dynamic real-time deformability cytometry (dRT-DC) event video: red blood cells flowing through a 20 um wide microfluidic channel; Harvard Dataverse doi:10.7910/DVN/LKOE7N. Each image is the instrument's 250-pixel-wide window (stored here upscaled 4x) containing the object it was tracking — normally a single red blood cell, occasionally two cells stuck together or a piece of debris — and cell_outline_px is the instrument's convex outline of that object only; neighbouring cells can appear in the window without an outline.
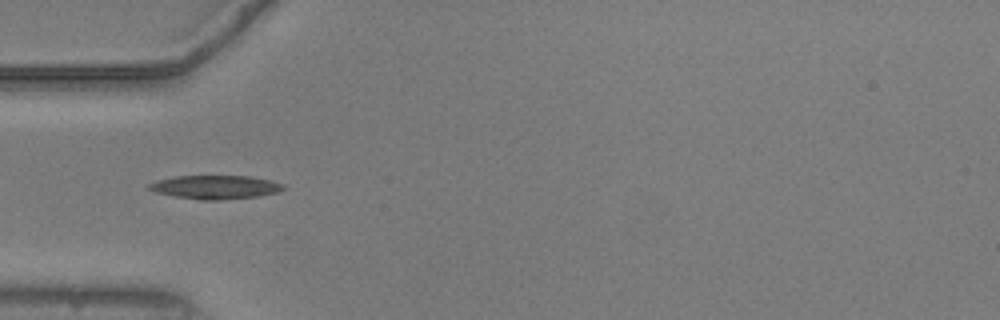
{"species": "common noctule bat (a hibernating species)", "species_latin": "Nyctalus noctula", "temperature_condition": "warm", "stored_images_in_passage": 19, "camera_frame_rate_fps": 3000, "um_per_image_px": 0.085, "animal": {"sex": "male", "body_mass_g": 20.5, "forearm_length_mm": 52.5}, "frame": {"image": 1, "passage_image": 1, "time_ms": 0.0, "image_size_px": [1000, 320], "cell_outline_px": [[288, 188], [280, 192], [260, 196], [216, 200], [200, 200], [176, 196], [156, 192], [148, 188], [148, 184], [156, 180], [172, 176], [248, 176], [268, 180], [284, 184]], "centroid_in_image_um": [18.34, 15.9], "position_along_channel_um": 66.7, "area_um2": 18.55}}
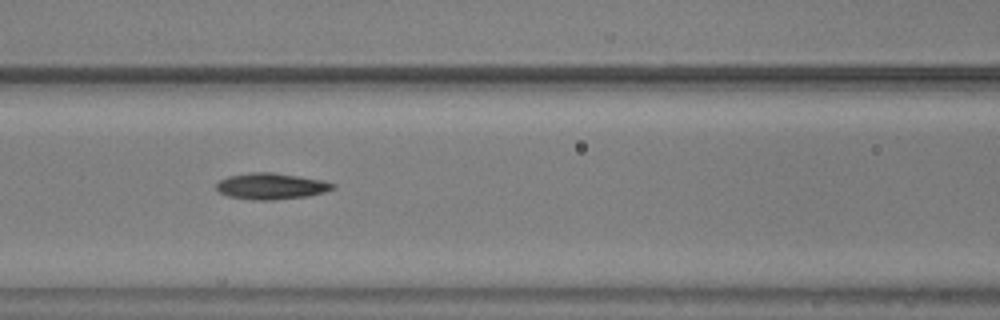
{"frame": {"image": 2, "passage_image": 7, "time_ms": 2.0, "image_size_px": [1000, 320], "cell_outline_px": [[336, 188], [324, 192], [308, 196], [272, 200], [260, 200], [228, 196], [220, 192], [216, 188], [216, 184], [220, 180], [228, 176], [248, 172], [272, 172], [324, 180], [336, 184]], "centroid_in_image_um": [23.08, 15.81], "position_along_channel_um": 143.5, "area_um2": 17.8}}
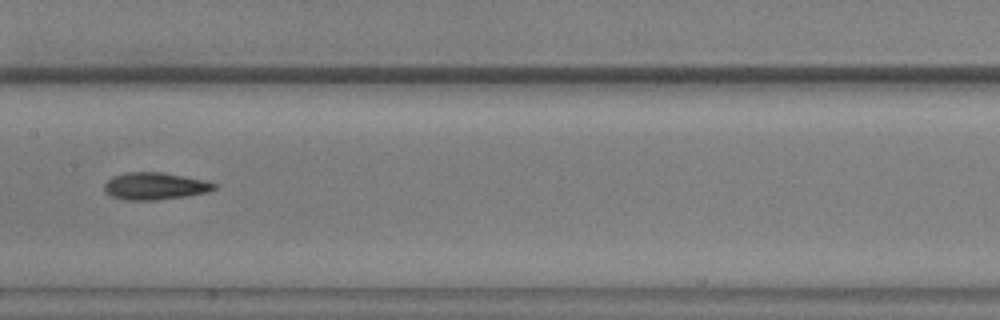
{"frame": {"image": 3, "passage_image": 11, "time_ms": 3.333, "image_size_px": [1000, 320], "cell_outline_px": [[216, 188], [208, 192], [188, 196], [156, 200], [124, 200], [112, 196], [104, 192], [104, 184], [112, 176], [128, 172], [160, 172], [208, 180], [216, 184]], "centroid_in_image_um": [13.18, 15.82], "position_along_channel_um": 194.2, "area_um2": 17.57}}